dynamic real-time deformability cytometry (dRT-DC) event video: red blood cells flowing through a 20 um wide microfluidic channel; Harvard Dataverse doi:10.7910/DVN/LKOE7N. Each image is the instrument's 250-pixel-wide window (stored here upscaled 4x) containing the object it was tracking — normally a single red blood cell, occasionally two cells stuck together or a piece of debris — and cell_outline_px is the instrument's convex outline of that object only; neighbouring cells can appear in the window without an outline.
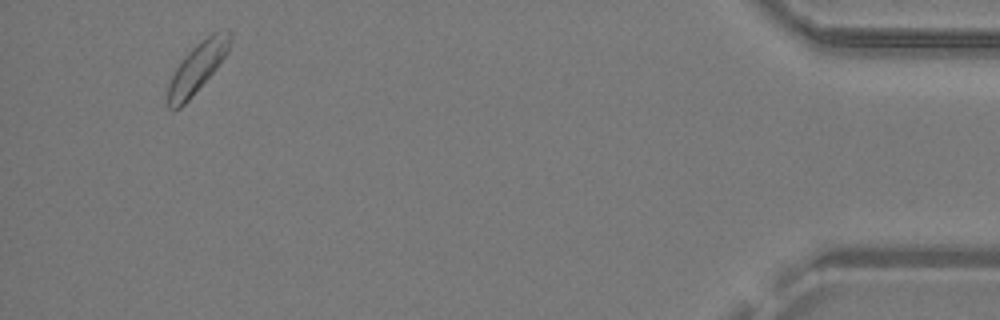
{"species": "common noctule bat (a hibernating species)", "species_latin": "Nyctalus noctula", "temperature_condition": "warm", "stored_images_in_passage": 25, "camera_frame_rate_fps": 3000, "um_per_image_px": 0.085, "animal": {"sex": "male", "body_mass_g": 19.2, "forearm_length_mm": 51.8}, "frame": {"image": 1, "passage_image": 25, "time_ms": 8.0, "image_size_px": [1000, 320], "cell_outline_px": [[232, 32], [228, 52], [216, 68], [192, 96], [180, 108], [168, 108], [168, 84], [176, 68], [188, 52], [196, 44], [212, 32], [228, 28]], "centroid_in_image_um": [16.8, 5.69], "position_along_channel_um": 418.4, "area_um2": 17.74}}